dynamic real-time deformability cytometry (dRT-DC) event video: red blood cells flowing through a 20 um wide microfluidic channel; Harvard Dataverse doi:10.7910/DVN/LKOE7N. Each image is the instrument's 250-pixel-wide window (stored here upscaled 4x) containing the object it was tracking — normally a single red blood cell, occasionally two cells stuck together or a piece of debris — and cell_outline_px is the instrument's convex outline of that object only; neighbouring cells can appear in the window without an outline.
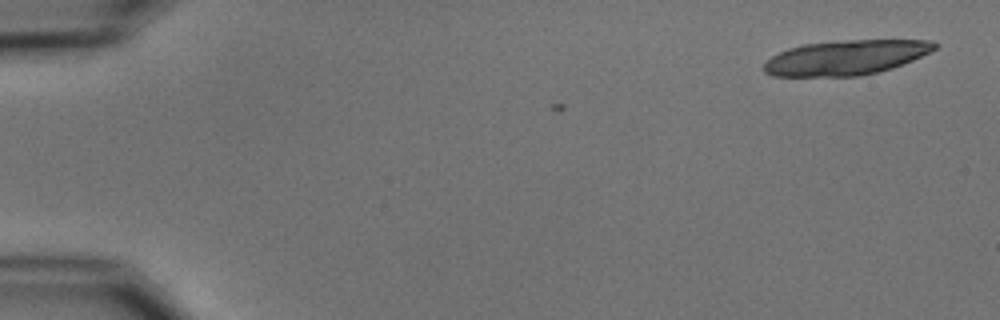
{"species": "common noctule bat (a hibernating species)", "species_latin": "Nyctalus noctula", "temperature_condition": "cold", "stored_images_in_passage": 9, "camera_frame_rate_fps": 3000, "um_per_image_px": 0.085, "animal": {"sex": "male", "body_mass_g": 15.6}, "frame": {"image": 1, "passage_image": 9, "time_ms": 2.667, "image_size_px": [1000, 320], "cell_outline_px": [[940, 44], [936, 48], [912, 60], [892, 68], [860, 76], [772, 76], [764, 72], [764, 64], [772, 56], [788, 48], [804, 44], [848, 40], [932, 40]], "centroid_in_image_um": [71.9, 4.89], "position_along_channel_um": 13.1, "area_um2": 34.33}}